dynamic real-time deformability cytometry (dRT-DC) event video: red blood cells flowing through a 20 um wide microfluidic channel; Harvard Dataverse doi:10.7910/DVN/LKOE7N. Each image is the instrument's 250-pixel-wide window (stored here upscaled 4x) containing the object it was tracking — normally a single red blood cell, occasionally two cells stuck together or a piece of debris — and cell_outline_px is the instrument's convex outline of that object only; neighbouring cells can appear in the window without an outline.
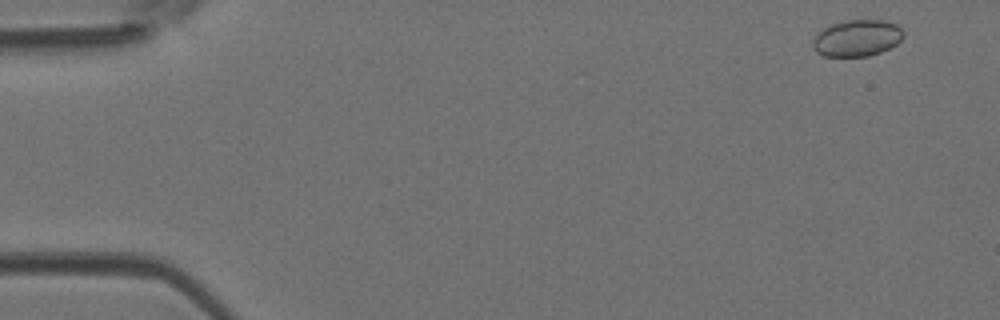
{"species": "Egyptian fruit bat (a non-hibernating species)", "species_latin": "Rousettus aegyptiacus", "temperature_condition": "room temperature", "stored_images_in_passage": 51, "camera_frame_rate_fps": 3000, "um_per_image_px": 0.085, "animal": {"sex": "female"}, "frame": {"image": 1, "passage_image": 2, "time_ms": 0.333, "image_size_px": [1000, 320], "cell_outline_px": [[904, 36], [896, 44], [880, 52], [868, 56], [824, 56], [816, 52], [812, 48], [812, 40], [824, 28], [832, 24], [848, 20], [880, 20], [896, 24], [904, 32]], "centroid_in_image_um": [72.83, 3.24], "position_along_channel_um": 12.2, "area_um2": 19.13}}
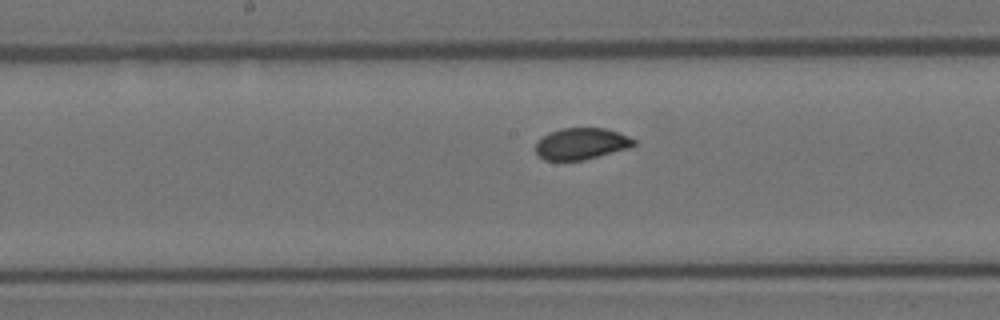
{"frame": {"image": 2, "passage_image": 26, "time_ms": 8.333, "image_size_px": [1000, 320], "cell_outline_px": [[636, 144], [628, 148], [584, 160], [544, 160], [536, 152], [536, 144], [548, 132], [560, 128], [604, 128], [628, 136], [636, 140]], "centroid_in_image_um": [49.41, 12.21], "position_along_channel_um": 198.8, "area_um2": 17.86}}
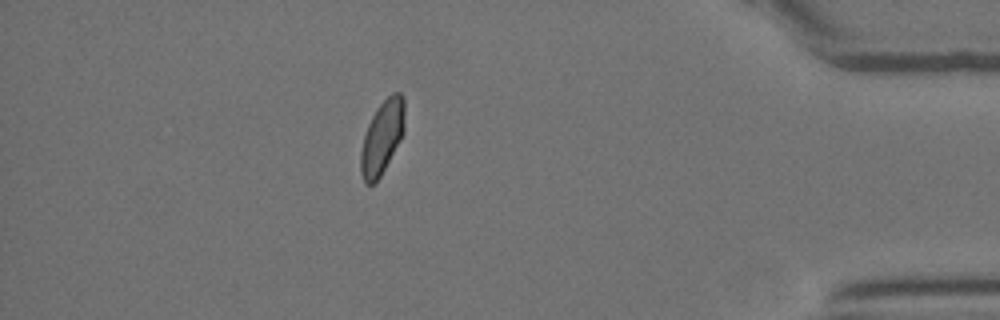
{"frame": {"image": 3, "passage_image": 45, "time_ms": 14.667, "image_size_px": [1000, 320], "cell_outline_px": [[404, 132], [400, 140], [376, 184], [364, 184], [360, 172], [360, 152], [364, 136], [368, 124], [376, 108], [392, 92], [400, 92], [404, 96]], "centroid_in_image_um": [32.47, 11.68], "position_along_channel_um": 402.7, "area_um2": 18.9}, "authors_computed_cell_mechanics": {"area_um2": 18.9006, "velocity_mm_per_s": 3.8974, "shape_relaxation_time_tau1_ms": 2.3166, "shape_relaxation_time_tau2_ms": null, "deformation_change_tau1": 0.1032, "deformation_change_tau2": null}}